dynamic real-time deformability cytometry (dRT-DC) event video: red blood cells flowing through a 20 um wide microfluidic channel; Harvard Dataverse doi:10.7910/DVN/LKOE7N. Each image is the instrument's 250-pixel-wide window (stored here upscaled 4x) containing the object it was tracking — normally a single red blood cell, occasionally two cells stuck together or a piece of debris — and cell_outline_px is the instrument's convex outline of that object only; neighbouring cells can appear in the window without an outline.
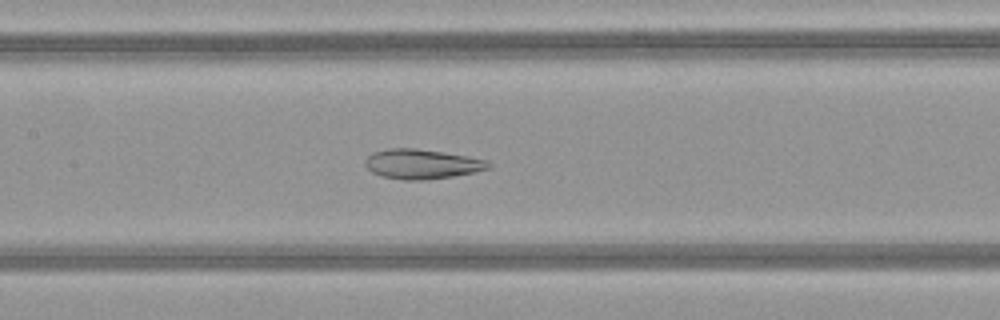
{"species": "common noctule bat (a hibernating species)", "species_latin": "Nyctalus noctula", "temperature_condition": "warm", "stored_images_in_passage": 50, "camera_frame_rate_fps": 3000, "um_per_image_px": 0.085, "animal": {"sex": "female", "body_mass_g": 21.9}, "frame": {"image": 1, "passage_image": 24, "time_ms": 7.667, "image_size_px": [1000, 320], "cell_outline_px": [[492, 168], [452, 176], [428, 180], [404, 180], [380, 176], [372, 172], [364, 164], [364, 160], [372, 152], [388, 148], [416, 148], [468, 156], [488, 160], [492, 164]], "centroid_in_image_um": [35.85, 13.94], "position_along_channel_um": 171.5, "area_um2": 21.5}}
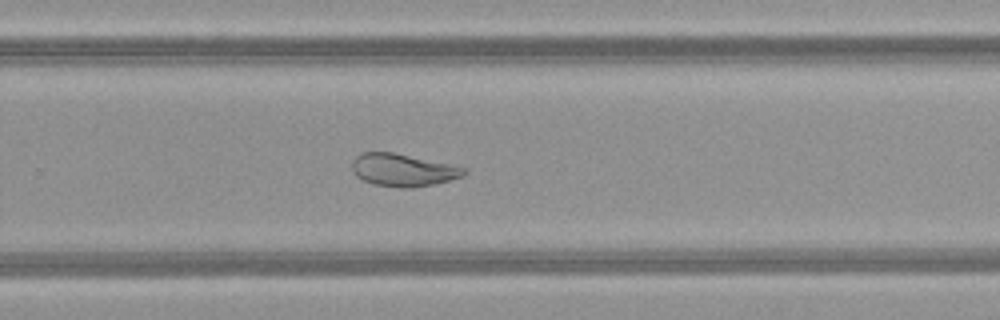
{"frame": {"image": 2, "passage_image": 33, "time_ms": 10.667, "image_size_px": [1000, 320], "cell_outline_px": [[468, 172], [460, 176], [436, 184], [412, 188], [400, 188], [372, 184], [356, 176], [352, 168], [352, 160], [356, 156], [364, 152], [392, 152], [468, 168]], "centroid_in_image_um": [34.24, 14.46], "position_along_channel_um": 295.6, "area_um2": 21.15}}
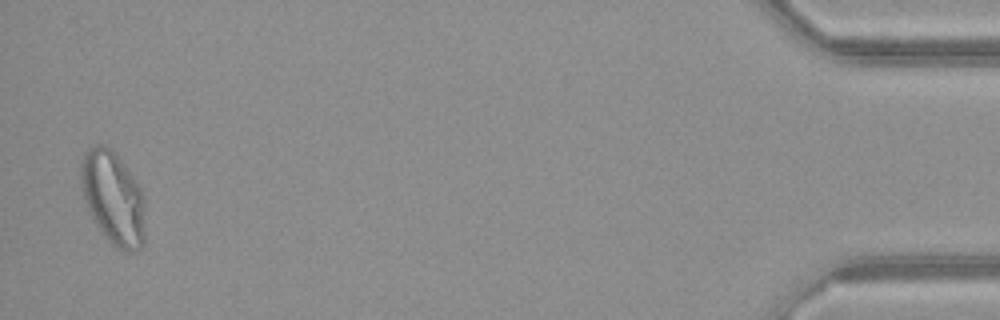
{"frame": {"image": 3, "passage_image": 49, "time_ms": 16.0, "image_size_px": [1000, 320], "cell_outline_px": [[144, 244], [136, 252], [128, 252], [112, 244], [96, 224], [88, 208], [84, 196], [80, 180], [80, 164], [84, 152], [88, 148], [96, 144], [104, 144], [124, 164], [136, 180], [144, 192]], "centroid_in_image_um": [9.63, 16.82], "position_along_channel_um": 425.6, "area_um2": 34.8}, "authors_computed_cell_mechanics": {"area_um2": 28.3509, "velocity_mm_per_s": 4.1538, "shape_relaxation_time_tau1_ms": null, "shape_relaxation_time_tau2_ms": 1.447, "deformation_change_tau1": null, "deformation_change_tau2": 0.0719}}